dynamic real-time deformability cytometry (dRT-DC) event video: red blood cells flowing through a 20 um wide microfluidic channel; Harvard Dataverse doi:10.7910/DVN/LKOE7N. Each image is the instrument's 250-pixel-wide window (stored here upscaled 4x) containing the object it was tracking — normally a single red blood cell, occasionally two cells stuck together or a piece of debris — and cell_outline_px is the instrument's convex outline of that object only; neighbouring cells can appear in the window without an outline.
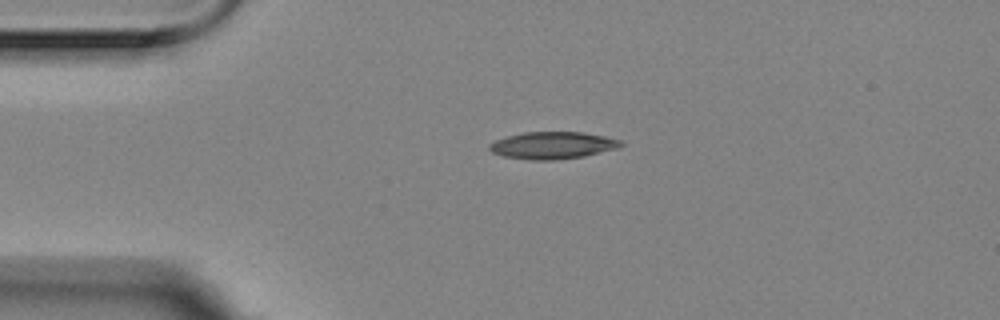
{"species": "Egyptian fruit bat (a non-hibernating species)", "species_latin": "Rousettus aegyptiacus", "temperature_condition": "room temperature", "stored_images_in_passage": 2, "camera_frame_rate_fps": 3000, "um_per_image_px": 0.085, "animal": {"sex": "female"}, "frame": {"image": 1, "passage_image": 1, "time_ms": 0.0, "image_size_px": [1000, 320], "cell_outline_px": [[624, 144], [616, 148], [584, 156], [552, 160], [532, 160], [504, 156], [492, 152], [488, 148], [488, 144], [504, 136], [524, 132], [580, 132], [604, 136], [620, 140]], "centroid_in_image_um": [46.92, 12.35], "position_along_channel_um": 38.1, "area_um2": 20.63}}